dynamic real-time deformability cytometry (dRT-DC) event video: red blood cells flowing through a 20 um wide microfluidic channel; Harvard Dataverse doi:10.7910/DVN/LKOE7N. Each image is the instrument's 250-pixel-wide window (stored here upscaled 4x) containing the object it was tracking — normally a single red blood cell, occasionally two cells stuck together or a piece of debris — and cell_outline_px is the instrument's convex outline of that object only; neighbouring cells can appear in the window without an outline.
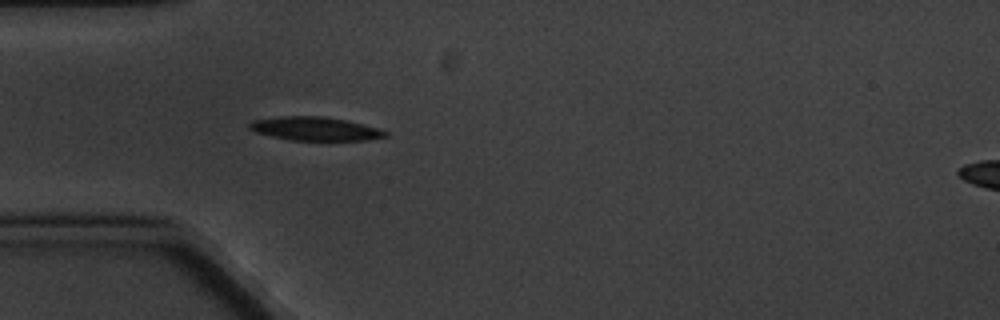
{"species": "common noctule bat (a hibernating species)", "species_latin": "Nyctalus noctula", "temperature_condition": "cold", "stored_images_in_passage": 5, "camera_frame_rate_fps": 3000, "um_per_image_px": 0.085, "animal": {"sex": "male", "body_mass_g": 20.1, "forearm_length_mm": 53.5}, "frame": {"image": 1, "passage_image": 5, "time_ms": 5.333, "image_size_px": [1000, 320], "cell_outline_px": [[388, 136], [368, 140], [292, 140], [272, 136], [256, 132], [248, 128], [248, 124], [252, 120], [280, 116], [320, 116], [344, 120], [376, 128], [388, 132]], "centroid_in_image_um": [26.74, 10.94], "position_along_channel_um": 58.3, "area_um2": 18.44}}